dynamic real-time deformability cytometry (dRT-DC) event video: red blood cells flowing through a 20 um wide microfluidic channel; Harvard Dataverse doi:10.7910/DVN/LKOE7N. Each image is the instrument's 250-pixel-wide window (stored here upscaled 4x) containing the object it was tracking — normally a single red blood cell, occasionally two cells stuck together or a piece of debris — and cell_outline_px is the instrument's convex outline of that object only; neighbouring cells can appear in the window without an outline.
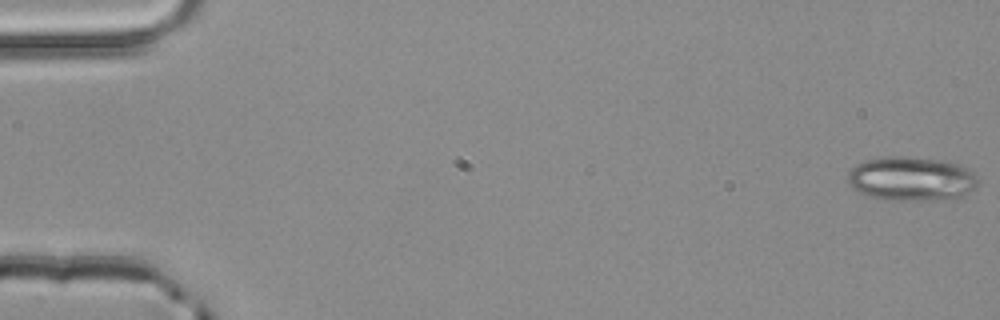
{"species": "common noctule bat (a hibernating species)", "species_latin": "Nyctalus noctula", "temperature_condition": "room temperature", "stored_images_in_passage": 3, "camera_frame_rate_fps": 3000, "um_per_image_px": 0.085, "animal": {"sex": "male", "body_mass_g": 20.4}, "frame": {"image": 1, "passage_image": 1, "time_ms": 0.0, "image_size_px": [1000, 320], "cell_outline_px": [[976, 188], [960, 196], [928, 200], [884, 200], [860, 192], [848, 180], [848, 172], [856, 164], [868, 160], [884, 156], [904, 156], [944, 160], [956, 164], [972, 172], [976, 176]], "centroid_in_image_um": [77.45, 15.18], "position_along_channel_um": 7.6, "area_um2": 32.95}}